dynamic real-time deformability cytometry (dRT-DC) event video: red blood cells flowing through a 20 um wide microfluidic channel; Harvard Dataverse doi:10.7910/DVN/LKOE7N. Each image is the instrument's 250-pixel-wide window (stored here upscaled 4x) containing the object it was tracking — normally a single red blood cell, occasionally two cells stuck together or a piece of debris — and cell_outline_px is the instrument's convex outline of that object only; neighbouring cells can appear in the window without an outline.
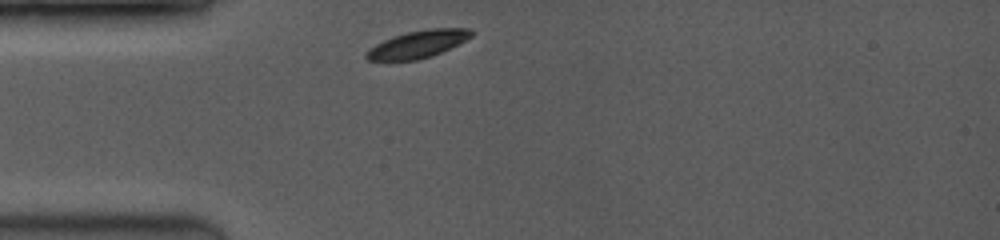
{"species": "common noctule bat (a hibernating species)", "species_latin": "Nyctalus noctula", "temperature_condition": "room temperature", "stored_images_in_passage": 35, "camera_frame_rate_fps": 3500, "um_per_image_px": 0.085, "animal": {"sex": "female", "body_mass_g": 19.0, "forearm_length_mm": 53.3}, "frame": {"image": 1, "passage_image": 1, "time_ms": 0.0, "image_size_px": [1000, 240], "cell_outline_px": [[476, 32], [472, 36], [432, 56], [416, 60], [368, 60], [364, 56], [376, 44], [392, 36], [408, 32], [432, 28], [468, 28]], "centroid_in_image_um": [35.54, 3.74], "position_along_channel_um": 49.5, "area_um2": 16.36}}
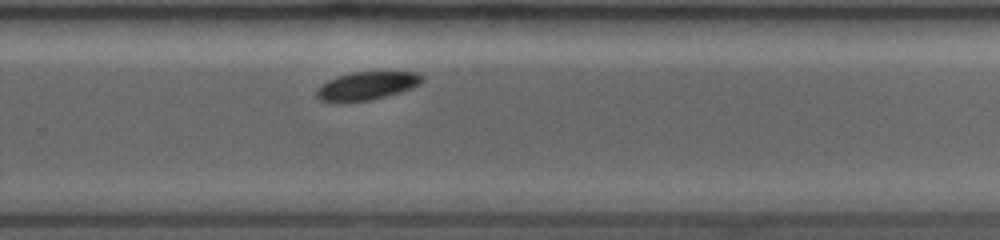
{"frame": {"image": 2, "passage_image": 24, "time_ms": 6.571, "image_size_px": [1000, 240], "cell_outline_px": [[424, 80], [420, 84], [412, 88], [400, 92], [372, 100], [348, 104], [332, 104], [320, 100], [316, 96], [316, 92], [320, 84], [336, 76], [352, 72], [420, 72], [424, 76]], "centroid_in_image_um": [31.13, 7.33], "position_along_channel_um": 298.7, "area_um2": 18.09}}
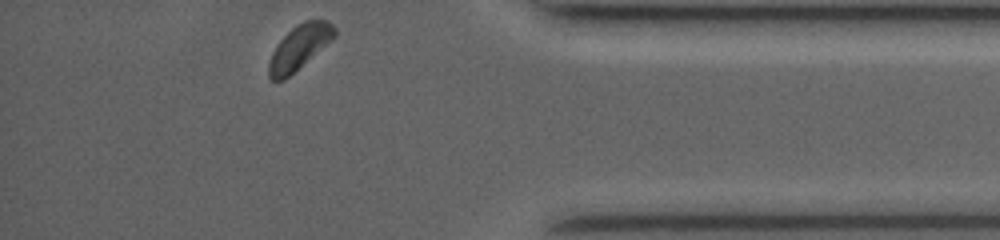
{"frame": {"image": 3, "passage_image": 35, "time_ms": 9.714, "image_size_px": [1000, 240], "cell_outline_px": [[336, 36], [284, 80], [272, 80], [268, 76], [268, 64], [272, 52], [280, 40], [296, 24], [304, 20], [328, 20], [336, 28]], "centroid_in_image_um": [25.44, 4.0], "position_along_channel_um": 409.8, "area_um2": 16.82}, "authors_computed_cell_mechanics": {"area_um2": 18.1492, "velocity_mm_per_s": 3.9859, "shape_relaxation_time_tau1_ms": 1.4086, "shape_relaxation_time_tau2_ms": null, "deformation_change_tau1": 0.1095, "deformation_change_tau2": null}}